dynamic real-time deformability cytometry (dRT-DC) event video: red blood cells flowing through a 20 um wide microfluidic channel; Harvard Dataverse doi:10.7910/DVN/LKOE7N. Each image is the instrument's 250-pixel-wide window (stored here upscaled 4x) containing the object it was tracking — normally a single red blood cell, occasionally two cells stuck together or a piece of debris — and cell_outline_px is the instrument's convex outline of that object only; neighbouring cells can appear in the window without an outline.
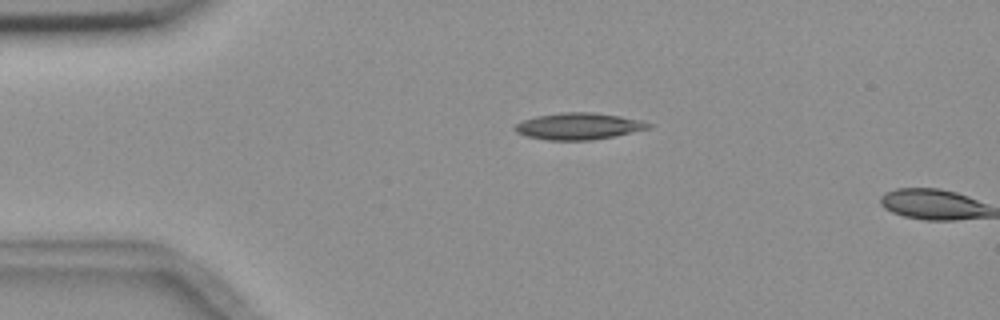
{"species": "common noctule bat (a hibernating species)", "species_latin": "Nyctalus noctula", "temperature_condition": "room temperature", "stored_images_in_passage": 3, "camera_frame_rate_fps": 3000, "um_per_image_px": 0.085, "animal": {"sex": "female", "body_mass_g": 18.4}, "frame": {"image": 1, "passage_image": 2, "time_ms": 1.0, "image_size_px": [1000, 320], "cell_outline_px": [[656, 124], [652, 128], [616, 136], [592, 140], [544, 140], [524, 136], [516, 132], [512, 128], [516, 124], [524, 120], [536, 116], [560, 112], [592, 112], [620, 116], [644, 120]], "centroid_in_image_um": [49.24, 10.73], "position_along_channel_um": 35.8, "area_um2": 21.21}}